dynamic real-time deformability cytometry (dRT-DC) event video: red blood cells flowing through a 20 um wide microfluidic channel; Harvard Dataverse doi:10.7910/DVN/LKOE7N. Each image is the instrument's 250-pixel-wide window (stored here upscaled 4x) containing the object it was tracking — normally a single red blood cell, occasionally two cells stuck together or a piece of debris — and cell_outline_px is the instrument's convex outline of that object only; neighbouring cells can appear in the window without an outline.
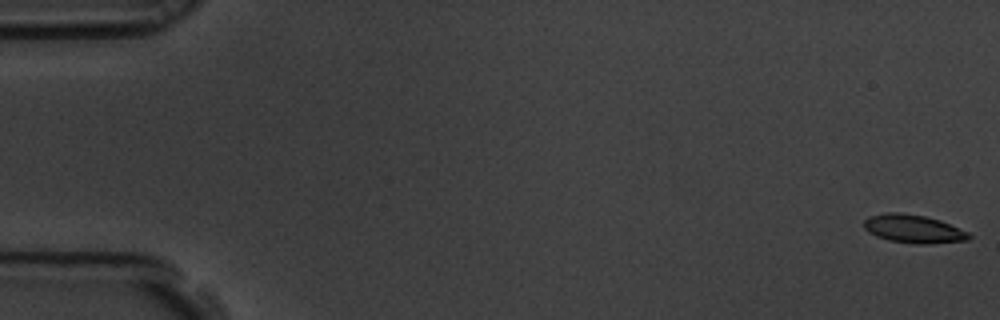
{"species": "common noctule bat (a hibernating species)", "species_latin": "Nyctalus noctula", "temperature_condition": "room temperature", "stored_images_in_passage": 59, "camera_frame_rate_fps": 3000, "um_per_image_px": 0.085, "animal": {"sex": "male", "body_mass_g": 19.5, "forearm_length_mm": 54.6}, "frame": {"image": 1, "passage_image": 1, "time_ms": 0.0, "image_size_px": [1000, 320], "cell_outline_px": [[972, 236], [968, 240], [924, 244], [916, 244], [888, 240], [876, 236], [868, 232], [864, 228], [864, 220], [868, 216], [884, 212], [900, 212], [924, 216], [940, 220], [968, 232]], "centroid_in_image_um": [77.6, 19.44], "position_along_channel_um": 7.4, "area_um2": 17.34}}
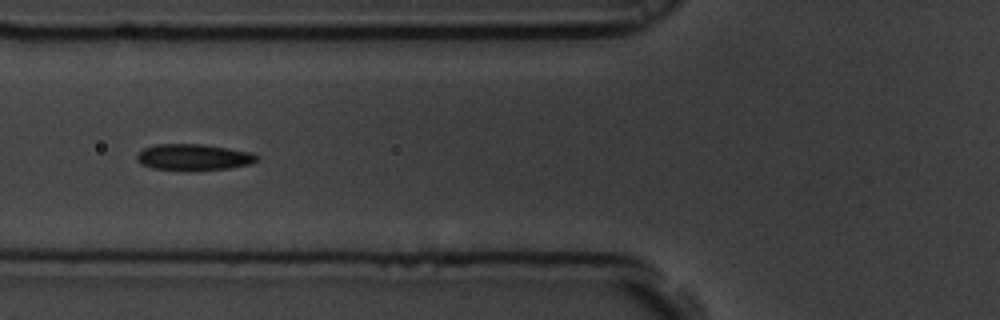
{"frame": {"image": 2, "passage_image": 23, "time_ms": 7.333, "image_size_px": [1000, 320], "cell_outline_px": [[260, 156], [252, 164], [228, 168], [188, 172], [152, 168], [140, 164], [136, 160], [136, 156], [144, 148], [156, 144], [200, 144], [228, 148], [252, 152]], "centroid_in_image_um": [16.45, 13.38], "position_along_channel_um": 109.4, "area_um2": 18.79}}
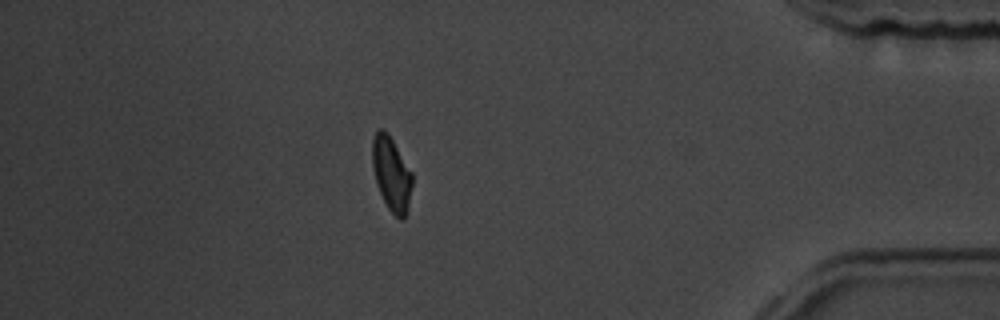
{"frame": {"image": 3, "passage_image": 52, "time_ms": 17.0, "image_size_px": [1000, 320], "cell_outline_px": [[412, 184], [408, 208], [404, 216], [400, 220], [388, 208], [376, 184], [372, 164], [372, 140], [376, 132], [380, 128], [384, 128], [388, 132], [412, 172]], "centroid_in_image_um": [33.26, 14.74], "position_along_channel_um": 401.9, "area_um2": 17.17}, "authors_computed_cell_mechanics": {"area_um2": 17.918, "velocity_mm_per_s": 3.4592, "shape_relaxation_time_tau1_ms": 5.3739, "shape_relaxation_time_tau2_ms": 2.3251, "deformation_change_tau1": 0.148, "deformation_change_tau2": 0.0789}}